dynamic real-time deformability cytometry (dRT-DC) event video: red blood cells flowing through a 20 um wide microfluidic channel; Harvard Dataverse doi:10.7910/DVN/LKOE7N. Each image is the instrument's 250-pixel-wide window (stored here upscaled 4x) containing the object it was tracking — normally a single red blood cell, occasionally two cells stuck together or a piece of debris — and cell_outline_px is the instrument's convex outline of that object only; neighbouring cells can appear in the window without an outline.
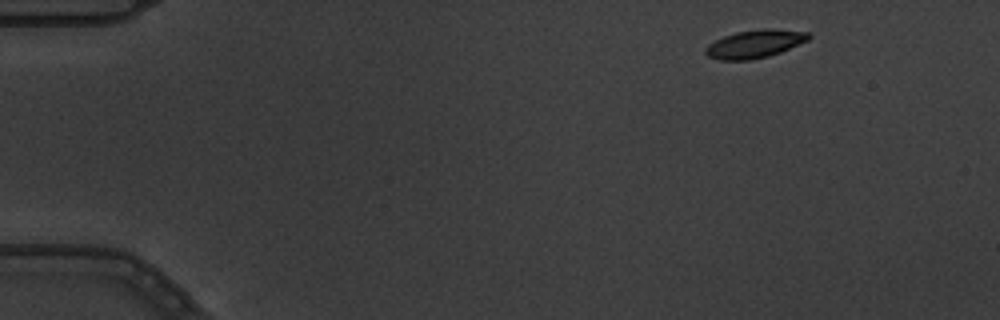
{"species": "common noctule bat (a hibernating species)", "species_latin": "Nyctalus noctula", "temperature_condition": "warm", "stored_images_in_passage": 5, "camera_frame_rate_fps": 3000, "um_per_image_px": 0.085, "animal": {"sex": "male", "body_mass_g": 19.5, "forearm_length_mm": 54.6}, "frame": {"image": 1, "passage_image": 1, "time_ms": 0.0, "image_size_px": [1000, 320], "cell_outline_px": [[812, 36], [808, 40], [780, 52], [768, 56], [748, 60], [720, 60], [708, 56], [704, 52], [704, 48], [708, 44], [724, 36], [736, 32], [764, 28], [768, 28], [808, 32]], "centroid_in_image_um": [64.14, 3.73], "position_along_channel_um": 20.9, "area_um2": 16.76}}
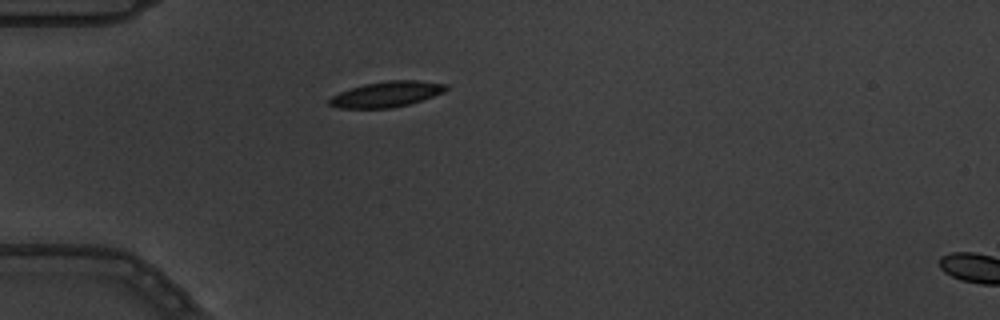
{"frame": {"image": 2, "passage_image": 4, "time_ms": 1.0, "image_size_px": [1000, 320], "cell_outline_px": [[448, 88], [444, 92], [408, 104], [392, 108], [336, 108], [328, 104], [328, 100], [332, 96], [340, 92], [364, 84], [388, 80], [416, 80], [448, 84]], "centroid_in_image_um": [32.85, 8.0], "position_along_channel_um": 52.2, "area_um2": 17.28}}